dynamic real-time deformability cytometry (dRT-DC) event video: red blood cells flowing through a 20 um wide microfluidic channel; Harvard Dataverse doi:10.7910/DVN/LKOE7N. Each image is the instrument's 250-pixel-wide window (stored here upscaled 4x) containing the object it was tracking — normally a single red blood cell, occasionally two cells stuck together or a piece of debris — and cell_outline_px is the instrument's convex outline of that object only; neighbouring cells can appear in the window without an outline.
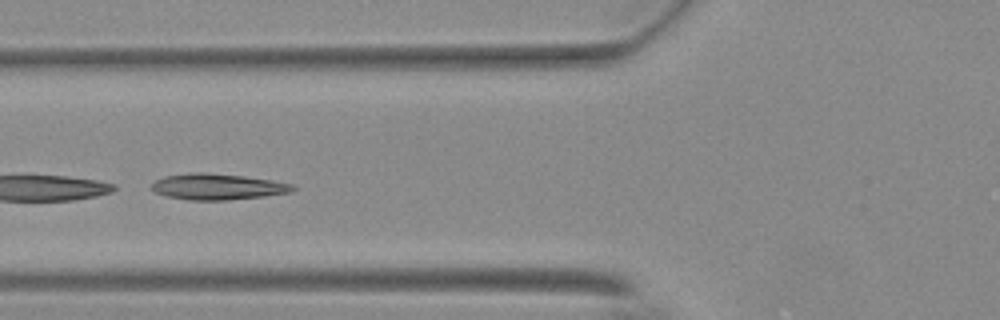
{"species": "Egyptian fruit bat (a non-hibernating species)", "species_latin": "Rousettus aegyptiacus", "temperature_condition": "warm", "stored_images_in_passage": 40, "camera_frame_rate_fps": 3000, "um_per_image_px": 0.085, "animal": {"sex": "female"}, "frame": {"image": 1, "passage_image": 20, "time_ms": 6.333, "image_size_px": [1000, 320], "cell_outline_px": [[296, 188], [292, 192], [264, 196], [228, 200], [188, 200], [164, 196], [152, 192], [152, 184], [156, 180], [164, 176], [192, 172], [204, 172], [244, 176], [292, 184]], "centroid_in_image_um": [18.44, 15.87], "position_along_channel_um": 107.4, "area_um2": 21.44}}
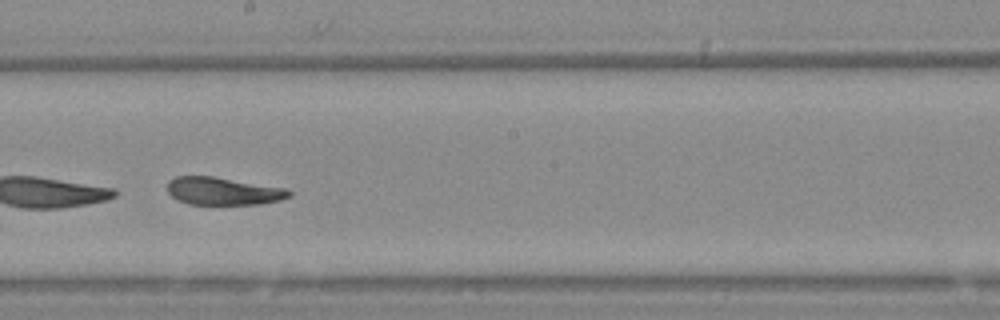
{"frame": {"image": 2, "passage_image": 30, "time_ms": 9.667, "image_size_px": [1000, 320], "cell_outline_px": [[292, 196], [280, 200], [260, 204], [188, 204], [172, 196], [168, 192], [168, 184], [176, 176], [212, 176], [288, 188], [292, 192]], "centroid_in_image_um": [19.04, 16.24], "position_along_channel_um": 229.2, "area_um2": 19.59}}
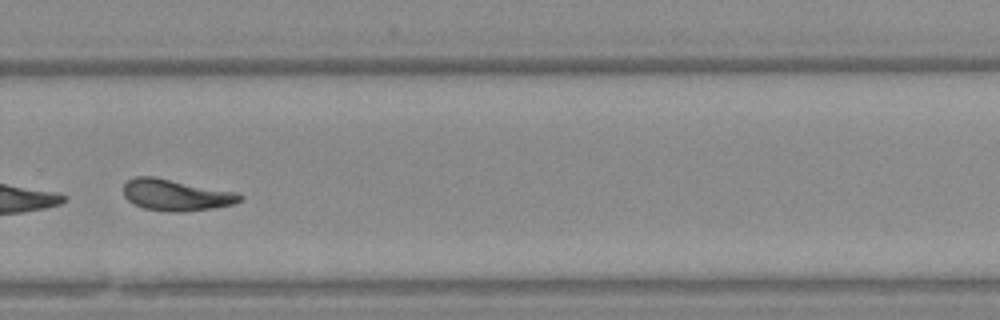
{"frame": {"image": 3, "passage_image": 37, "time_ms": 12.0, "image_size_px": [1000, 320], "cell_outline_px": [[244, 196], [240, 200], [232, 204], [212, 208], [184, 212], [168, 212], [144, 208], [132, 204], [124, 196], [124, 184], [128, 180], [136, 176], [152, 176], [236, 192]], "centroid_in_image_um": [14.92, 16.58], "position_along_channel_um": 314.9, "area_um2": 21.21}}